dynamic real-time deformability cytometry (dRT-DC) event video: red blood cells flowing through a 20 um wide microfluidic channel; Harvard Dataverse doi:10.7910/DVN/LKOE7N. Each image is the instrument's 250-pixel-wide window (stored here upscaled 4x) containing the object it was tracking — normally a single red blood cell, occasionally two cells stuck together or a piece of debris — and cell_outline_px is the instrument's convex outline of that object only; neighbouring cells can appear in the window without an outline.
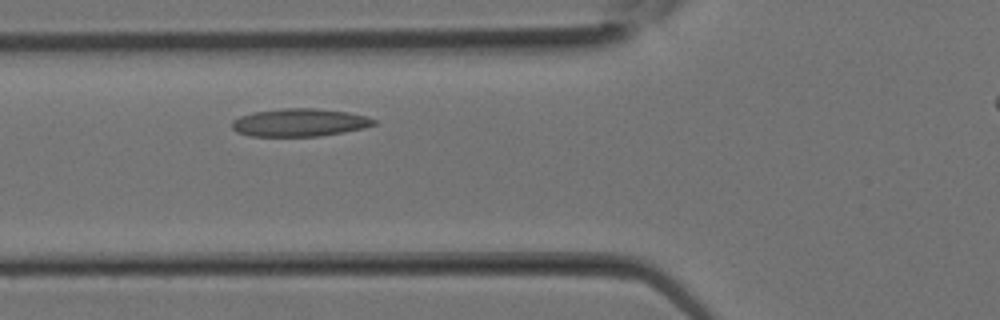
{"species": "Egyptian fruit bat (a non-hibernating species)", "species_latin": "Rousettus aegyptiacus", "temperature_condition": "room temperature", "stored_images_in_passage": 23, "camera_frame_rate_fps": 3000, "um_per_image_px": 0.085, "animal": {"sex": "female"}, "frame": {"image": 1, "passage_image": 7, "time_ms": 2.0, "image_size_px": [1000, 320], "cell_outline_px": [[376, 124], [364, 128], [344, 132], [320, 136], [248, 136], [236, 132], [232, 128], [232, 120], [240, 116], [252, 112], [284, 108], [316, 108], [348, 112], [364, 116], [376, 120]], "centroid_in_image_um": [25.43, 10.41], "position_along_channel_um": 100.4, "area_um2": 23.12}}
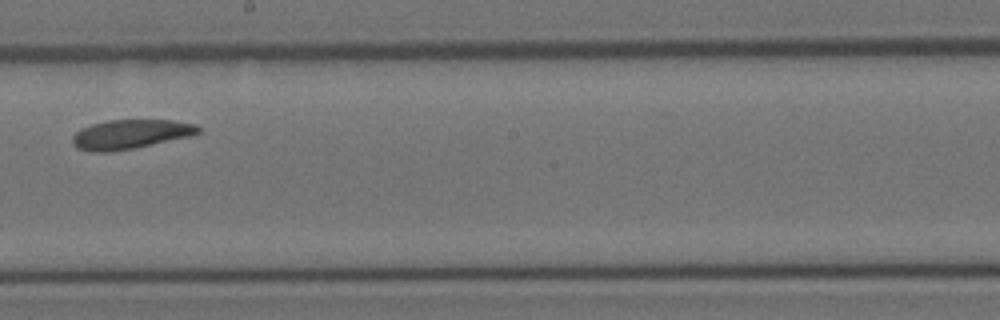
{"frame": {"image": 2, "passage_image": 13, "time_ms": 4.0, "image_size_px": [1000, 320], "cell_outline_px": [[200, 132], [188, 136], [132, 148], [108, 152], [88, 152], [76, 148], [72, 144], [72, 136], [80, 128], [92, 124], [108, 120], [172, 120], [196, 124], [200, 128]], "centroid_in_image_um": [11.01, 11.41], "position_along_channel_um": 237.2, "area_um2": 21.33}}
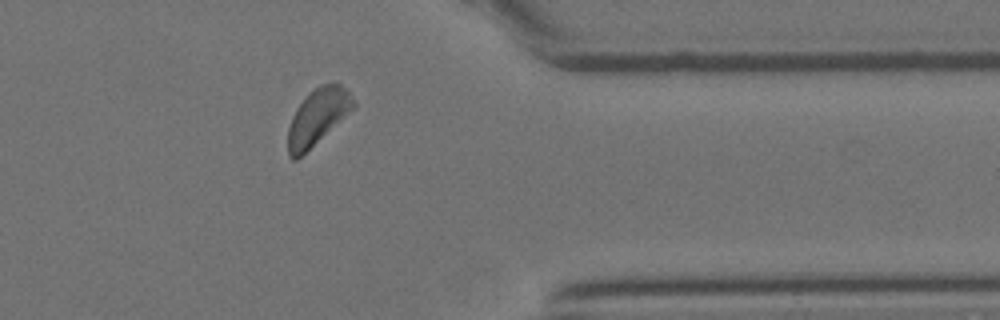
{"frame": {"image": 3, "passage_image": 20, "time_ms": 6.333, "image_size_px": [1000, 320], "cell_outline_px": [[356, 108], [296, 160], [292, 160], [288, 156], [288, 128], [292, 116], [296, 108], [308, 92], [320, 84], [332, 80], [336, 80], [348, 88], [356, 104]], "centroid_in_image_um": [27.04, 9.86], "position_along_channel_um": 384.4, "area_um2": 21.96}}